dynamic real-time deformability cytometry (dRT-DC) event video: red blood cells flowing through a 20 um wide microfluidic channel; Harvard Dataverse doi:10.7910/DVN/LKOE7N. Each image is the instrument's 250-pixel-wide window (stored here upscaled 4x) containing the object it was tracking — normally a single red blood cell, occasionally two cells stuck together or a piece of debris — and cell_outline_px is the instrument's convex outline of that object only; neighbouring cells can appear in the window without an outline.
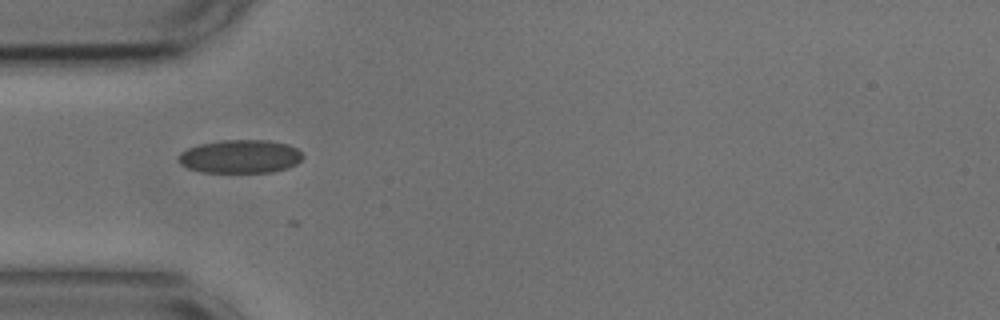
{"species": "common noctule bat (a hibernating species)", "species_latin": "Nyctalus noctula", "temperature_condition": "cold", "stored_images_in_passage": 29, "camera_frame_rate_fps": 3000, "um_per_image_px": 0.085, "animal": {"sex": "male", "body_mass_g": 17.9, "forearm_length_mm": 54.2}, "frame": {"image": 1, "passage_image": 13, "time_ms": 4.0, "image_size_px": [1000, 320], "cell_outline_px": [[304, 156], [296, 164], [288, 168], [272, 172], [204, 172], [188, 168], [180, 164], [180, 152], [188, 148], [200, 144], [224, 140], [268, 140], [288, 144], [296, 148]], "centroid_in_image_um": [20.45, 13.3], "position_along_channel_um": 64.6, "area_um2": 24.04}}
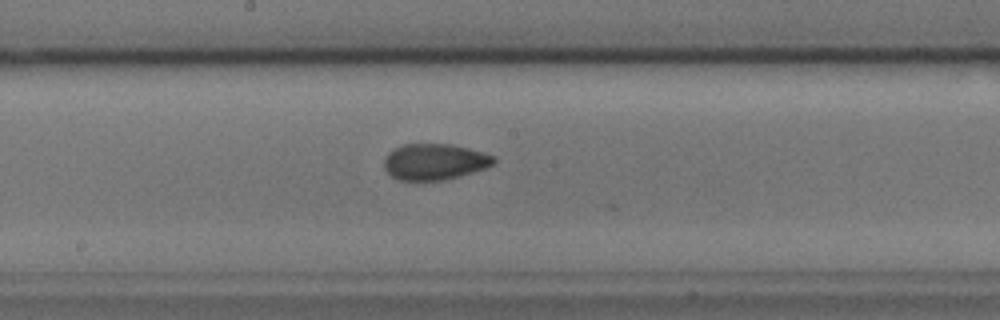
{"frame": {"image": 2, "passage_image": 25, "time_ms": 8.0, "image_size_px": [1000, 320], "cell_outline_px": [[496, 160], [492, 164], [484, 168], [444, 180], [400, 180], [392, 176], [384, 168], [384, 160], [388, 152], [392, 148], [404, 144], [452, 144], [484, 152], [496, 156]], "centroid_in_image_um": [36.92, 13.73], "position_along_channel_um": 211.3, "area_um2": 23.0}}